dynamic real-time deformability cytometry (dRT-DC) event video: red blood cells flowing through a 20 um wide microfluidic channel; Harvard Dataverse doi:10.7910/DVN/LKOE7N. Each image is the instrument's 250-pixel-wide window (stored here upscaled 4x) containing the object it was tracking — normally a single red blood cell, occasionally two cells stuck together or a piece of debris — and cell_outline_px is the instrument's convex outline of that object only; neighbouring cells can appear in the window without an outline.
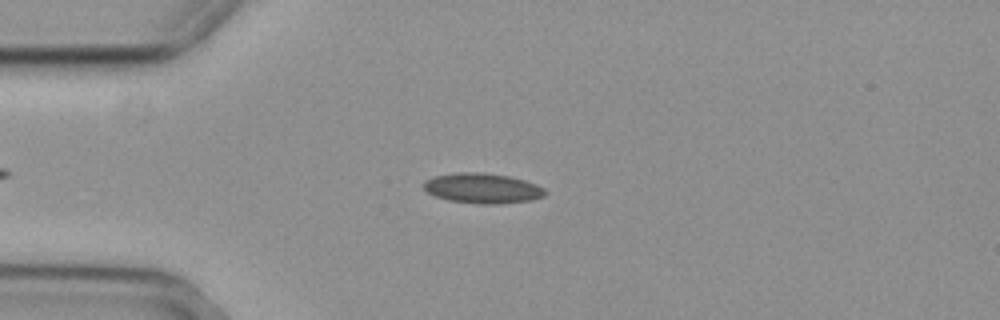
{"species": "common noctule bat (a hibernating species)", "species_latin": "Nyctalus noctula", "temperature_condition": "cold", "stored_images_in_passage": 52, "camera_frame_rate_fps": 3000, "um_per_image_px": 0.085, "animal": {"sex": "female", "body_mass_g": 29.2, "forearm_length_mm": 56.3}, "frame": {"image": 1, "passage_image": 11, "time_ms": 3.333, "image_size_px": [1000, 320], "cell_outline_px": [[548, 192], [544, 196], [528, 200], [500, 204], [480, 204], [448, 200], [436, 196], [428, 192], [424, 188], [424, 180], [436, 176], [456, 172], [484, 172], [508, 176], [524, 180], [536, 184], [544, 188]], "centroid_in_image_um": [41.02, 16.0], "position_along_channel_um": 44.0, "area_um2": 21.27}}
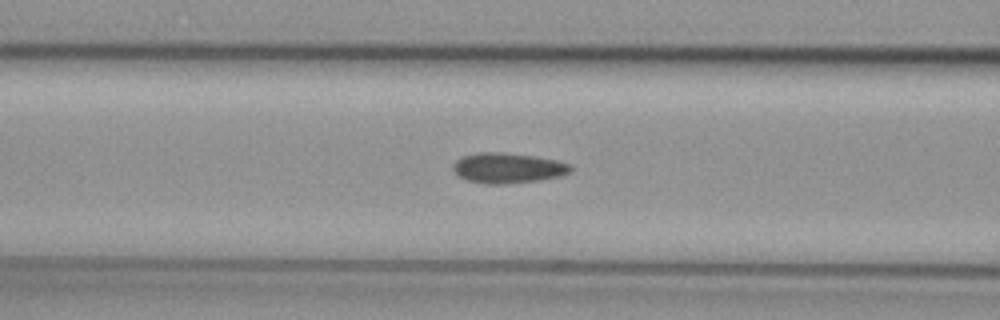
{"frame": {"image": 2, "passage_image": 19, "time_ms": 6.0, "image_size_px": [1000, 320], "cell_outline_px": [[572, 172], [560, 176], [540, 180], [504, 184], [484, 184], [468, 180], [456, 176], [452, 168], [452, 164], [456, 160], [464, 156], [476, 152], [500, 152], [532, 156], [556, 160], [572, 164]], "centroid_in_image_um": [43.15, 14.29], "position_along_channel_um": 123.4, "area_um2": 20.92}}
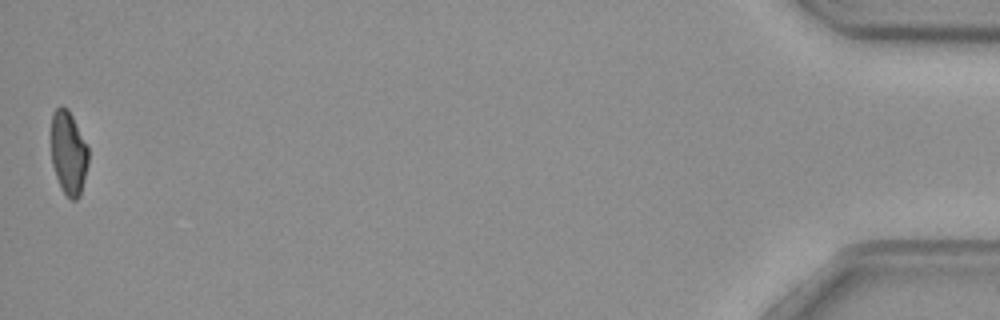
{"frame": {"image": 3, "passage_image": 52, "time_ms": 17.0, "image_size_px": [1000, 320], "cell_outline_px": [[88, 164], [80, 196], [76, 200], [72, 200], [60, 188], [52, 164], [52, 112], [60, 104], [68, 108], [88, 148]], "centroid_in_image_um": [5.82, 12.99], "position_along_channel_um": 429.4, "area_um2": 18.03}, "authors_computed_cell_mechanics": {"area_um2": 19.9988, "velocity_mm_per_s": 3.7149, "shape_relaxation_time_tau1_ms": 9.5109, "shape_relaxation_time_tau2_ms": 4.7954, "deformation_change_tau1": 0.1558, "deformation_change_tau2": 0.0935}}